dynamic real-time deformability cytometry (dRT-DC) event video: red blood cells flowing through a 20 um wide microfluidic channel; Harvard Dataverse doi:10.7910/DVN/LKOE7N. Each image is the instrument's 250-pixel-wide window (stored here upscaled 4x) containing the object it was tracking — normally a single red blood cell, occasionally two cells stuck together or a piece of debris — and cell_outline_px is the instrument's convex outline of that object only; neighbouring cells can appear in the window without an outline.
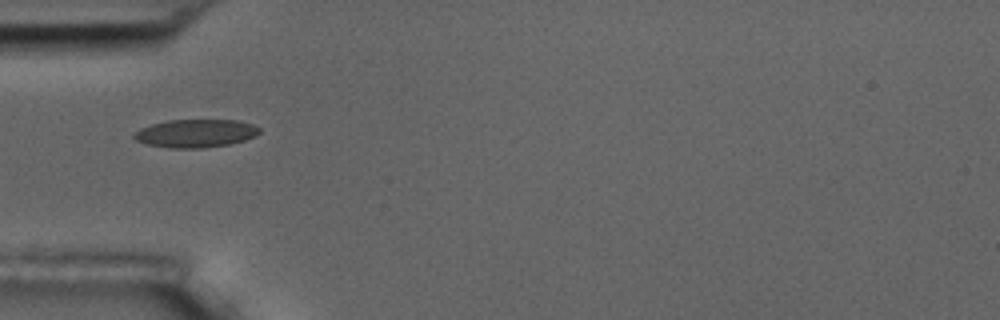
{"species": "common noctule bat (a hibernating species)", "species_latin": "Nyctalus noctula", "temperature_condition": "room temperature", "stored_images_in_passage": 7, "camera_frame_rate_fps": 3000, "um_per_image_px": 0.085, "animal": {"sex": "male", "body_mass_g": 17.5, "forearm_length_mm": 52.3}, "frame": {"image": 1, "passage_image": 5, "time_ms": 4.667, "image_size_px": [1000, 320], "cell_outline_px": [[260, 132], [256, 136], [244, 140], [228, 144], [200, 148], [172, 148], [148, 144], [136, 140], [132, 136], [140, 128], [152, 124], [168, 120], [240, 120], [252, 124], [260, 128]], "centroid_in_image_um": [16.65, 11.32], "position_along_channel_um": 68.3, "area_um2": 20.4}}